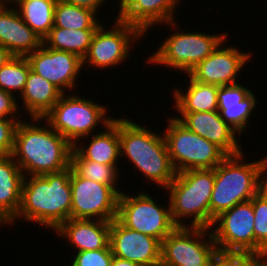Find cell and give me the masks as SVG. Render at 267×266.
I'll return each mask as SVG.
<instances>
[{
  "mask_svg": "<svg viewBox=\"0 0 267 266\" xmlns=\"http://www.w3.org/2000/svg\"><path fill=\"white\" fill-rule=\"evenodd\" d=\"M71 202L70 167L57 173L25 176L18 213L8 225L24 218L55 231L71 218Z\"/></svg>",
  "mask_w": 267,
  "mask_h": 266,
  "instance_id": "obj_1",
  "label": "cell"
},
{
  "mask_svg": "<svg viewBox=\"0 0 267 266\" xmlns=\"http://www.w3.org/2000/svg\"><path fill=\"white\" fill-rule=\"evenodd\" d=\"M20 121L15 131L12 156L25 176L57 173L70 167L73 146L46 121L47 127ZM35 123V124H34Z\"/></svg>",
  "mask_w": 267,
  "mask_h": 266,
  "instance_id": "obj_2",
  "label": "cell"
},
{
  "mask_svg": "<svg viewBox=\"0 0 267 266\" xmlns=\"http://www.w3.org/2000/svg\"><path fill=\"white\" fill-rule=\"evenodd\" d=\"M243 154L228 155L215 167L210 228L217 216L236 204L251 200L267 184V157L243 163Z\"/></svg>",
  "mask_w": 267,
  "mask_h": 266,
  "instance_id": "obj_3",
  "label": "cell"
},
{
  "mask_svg": "<svg viewBox=\"0 0 267 266\" xmlns=\"http://www.w3.org/2000/svg\"><path fill=\"white\" fill-rule=\"evenodd\" d=\"M120 157L125 156L136 170L165 189L177 172L171 162L162 135L134 123L129 118H119Z\"/></svg>",
  "mask_w": 267,
  "mask_h": 266,
  "instance_id": "obj_4",
  "label": "cell"
},
{
  "mask_svg": "<svg viewBox=\"0 0 267 266\" xmlns=\"http://www.w3.org/2000/svg\"><path fill=\"white\" fill-rule=\"evenodd\" d=\"M215 181V168L185 170L176 174L164 189L169 191L171 218L177 227L210 228V199ZM192 218L184 224L181 219Z\"/></svg>",
  "mask_w": 267,
  "mask_h": 266,
  "instance_id": "obj_5",
  "label": "cell"
},
{
  "mask_svg": "<svg viewBox=\"0 0 267 266\" xmlns=\"http://www.w3.org/2000/svg\"><path fill=\"white\" fill-rule=\"evenodd\" d=\"M63 93L52 109L42 118L63 136L72 146L79 145V141L95 133L96 125L105 128L113 118L106 116L107 108L80 95ZM89 135V136H88ZM78 140V142H77Z\"/></svg>",
  "mask_w": 267,
  "mask_h": 266,
  "instance_id": "obj_6",
  "label": "cell"
},
{
  "mask_svg": "<svg viewBox=\"0 0 267 266\" xmlns=\"http://www.w3.org/2000/svg\"><path fill=\"white\" fill-rule=\"evenodd\" d=\"M163 133L176 172L215 168L228 155L217 145L192 132L175 117Z\"/></svg>",
  "mask_w": 267,
  "mask_h": 266,
  "instance_id": "obj_7",
  "label": "cell"
},
{
  "mask_svg": "<svg viewBox=\"0 0 267 266\" xmlns=\"http://www.w3.org/2000/svg\"><path fill=\"white\" fill-rule=\"evenodd\" d=\"M171 34L157 51L148 57L147 62L172 67L179 72L184 71L185 74L208 57L227 38L225 32L220 35L184 31Z\"/></svg>",
  "mask_w": 267,
  "mask_h": 266,
  "instance_id": "obj_8",
  "label": "cell"
},
{
  "mask_svg": "<svg viewBox=\"0 0 267 266\" xmlns=\"http://www.w3.org/2000/svg\"><path fill=\"white\" fill-rule=\"evenodd\" d=\"M217 250L211 228L176 227L161 241L160 266H211Z\"/></svg>",
  "mask_w": 267,
  "mask_h": 266,
  "instance_id": "obj_9",
  "label": "cell"
},
{
  "mask_svg": "<svg viewBox=\"0 0 267 266\" xmlns=\"http://www.w3.org/2000/svg\"><path fill=\"white\" fill-rule=\"evenodd\" d=\"M138 194H119L116 219L127 228L162 241L177 227L171 218L170 203L164 209L145 191Z\"/></svg>",
  "mask_w": 267,
  "mask_h": 266,
  "instance_id": "obj_10",
  "label": "cell"
},
{
  "mask_svg": "<svg viewBox=\"0 0 267 266\" xmlns=\"http://www.w3.org/2000/svg\"><path fill=\"white\" fill-rule=\"evenodd\" d=\"M114 27L105 30L104 25L97 28L88 53L83 58V68L86 63L95 68H109L121 65L131 52L132 44L139 41L143 34L136 26L121 21H114ZM104 27V28H103ZM137 39V40H136Z\"/></svg>",
  "mask_w": 267,
  "mask_h": 266,
  "instance_id": "obj_11",
  "label": "cell"
},
{
  "mask_svg": "<svg viewBox=\"0 0 267 266\" xmlns=\"http://www.w3.org/2000/svg\"><path fill=\"white\" fill-rule=\"evenodd\" d=\"M71 218L112 221L117 218L119 194L109 185L78 176L70 167Z\"/></svg>",
  "mask_w": 267,
  "mask_h": 266,
  "instance_id": "obj_12",
  "label": "cell"
},
{
  "mask_svg": "<svg viewBox=\"0 0 267 266\" xmlns=\"http://www.w3.org/2000/svg\"><path fill=\"white\" fill-rule=\"evenodd\" d=\"M216 225L211 233L218 250L255 253L252 199L221 213L211 228Z\"/></svg>",
  "mask_w": 267,
  "mask_h": 266,
  "instance_id": "obj_13",
  "label": "cell"
},
{
  "mask_svg": "<svg viewBox=\"0 0 267 266\" xmlns=\"http://www.w3.org/2000/svg\"><path fill=\"white\" fill-rule=\"evenodd\" d=\"M224 40L203 61L198 63L187 74L193 80L216 86L234 85L238 83V73L251 59V52H240L232 45L225 47Z\"/></svg>",
  "mask_w": 267,
  "mask_h": 266,
  "instance_id": "obj_14",
  "label": "cell"
},
{
  "mask_svg": "<svg viewBox=\"0 0 267 266\" xmlns=\"http://www.w3.org/2000/svg\"><path fill=\"white\" fill-rule=\"evenodd\" d=\"M31 70L58 87L63 93L74 89L83 59L74 53L48 48L44 43L26 56Z\"/></svg>",
  "mask_w": 267,
  "mask_h": 266,
  "instance_id": "obj_15",
  "label": "cell"
},
{
  "mask_svg": "<svg viewBox=\"0 0 267 266\" xmlns=\"http://www.w3.org/2000/svg\"><path fill=\"white\" fill-rule=\"evenodd\" d=\"M109 245L113 256L139 266H160L161 241L111 221Z\"/></svg>",
  "mask_w": 267,
  "mask_h": 266,
  "instance_id": "obj_16",
  "label": "cell"
},
{
  "mask_svg": "<svg viewBox=\"0 0 267 266\" xmlns=\"http://www.w3.org/2000/svg\"><path fill=\"white\" fill-rule=\"evenodd\" d=\"M175 117L192 132L220 147L227 155L242 152L236 138L238 133L231 128L217 112L179 113Z\"/></svg>",
  "mask_w": 267,
  "mask_h": 266,
  "instance_id": "obj_17",
  "label": "cell"
},
{
  "mask_svg": "<svg viewBox=\"0 0 267 266\" xmlns=\"http://www.w3.org/2000/svg\"><path fill=\"white\" fill-rule=\"evenodd\" d=\"M11 6H0V45L14 56H27L40 48L43 40L22 20L17 8Z\"/></svg>",
  "mask_w": 267,
  "mask_h": 266,
  "instance_id": "obj_18",
  "label": "cell"
},
{
  "mask_svg": "<svg viewBox=\"0 0 267 266\" xmlns=\"http://www.w3.org/2000/svg\"><path fill=\"white\" fill-rule=\"evenodd\" d=\"M110 226L111 221L70 218L55 231L81 252L110 248Z\"/></svg>",
  "mask_w": 267,
  "mask_h": 266,
  "instance_id": "obj_19",
  "label": "cell"
},
{
  "mask_svg": "<svg viewBox=\"0 0 267 266\" xmlns=\"http://www.w3.org/2000/svg\"><path fill=\"white\" fill-rule=\"evenodd\" d=\"M180 0H135L121 15L117 18L136 26L143 34L153 25L168 24L176 27L175 8ZM178 4V5H177ZM174 17V18H173Z\"/></svg>",
  "mask_w": 267,
  "mask_h": 266,
  "instance_id": "obj_20",
  "label": "cell"
},
{
  "mask_svg": "<svg viewBox=\"0 0 267 266\" xmlns=\"http://www.w3.org/2000/svg\"><path fill=\"white\" fill-rule=\"evenodd\" d=\"M24 173L12 155L0 156V225L10 223L17 215Z\"/></svg>",
  "mask_w": 267,
  "mask_h": 266,
  "instance_id": "obj_21",
  "label": "cell"
},
{
  "mask_svg": "<svg viewBox=\"0 0 267 266\" xmlns=\"http://www.w3.org/2000/svg\"><path fill=\"white\" fill-rule=\"evenodd\" d=\"M63 92L31 69L22 94L23 108L31 118H43L61 98Z\"/></svg>",
  "mask_w": 267,
  "mask_h": 266,
  "instance_id": "obj_22",
  "label": "cell"
},
{
  "mask_svg": "<svg viewBox=\"0 0 267 266\" xmlns=\"http://www.w3.org/2000/svg\"><path fill=\"white\" fill-rule=\"evenodd\" d=\"M105 128L104 132L91 134L93 137L87 147L74 145L73 148L84 159L117 166L120 158L119 118H114Z\"/></svg>",
  "mask_w": 267,
  "mask_h": 266,
  "instance_id": "obj_23",
  "label": "cell"
},
{
  "mask_svg": "<svg viewBox=\"0 0 267 266\" xmlns=\"http://www.w3.org/2000/svg\"><path fill=\"white\" fill-rule=\"evenodd\" d=\"M189 79V86L184 93L179 88L173 90V102L177 112H217V92L219 86L199 83L190 76Z\"/></svg>",
  "mask_w": 267,
  "mask_h": 266,
  "instance_id": "obj_24",
  "label": "cell"
},
{
  "mask_svg": "<svg viewBox=\"0 0 267 266\" xmlns=\"http://www.w3.org/2000/svg\"><path fill=\"white\" fill-rule=\"evenodd\" d=\"M97 29H64L53 26L43 43L51 49L71 52L83 59ZM49 44V45H48Z\"/></svg>",
  "mask_w": 267,
  "mask_h": 266,
  "instance_id": "obj_25",
  "label": "cell"
},
{
  "mask_svg": "<svg viewBox=\"0 0 267 266\" xmlns=\"http://www.w3.org/2000/svg\"><path fill=\"white\" fill-rule=\"evenodd\" d=\"M57 0H19L16 8L22 20L43 40L54 26Z\"/></svg>",
  "mask_w": 267,
  "mask_h": 266,
  "instance_id": "obj_26",
  "label": "cell"
},
{
  "mask_svg": "<svg viewBox=\"0 0 267 266\" xmlns=\"http://www.w3.org/2000/svg\"><path fill=\"white\" fill-rule=\"evenodd\" d=\"M96 14V15H95ZM97 12L81 6L57 0L54 10V26L64 29H97Z\"/></svg>",
  "mask_w": 267,
  "mask_h": 266,
  "instance_id": "obj_27",
  "label": "cell"
},
{
  "mask_svg": "<svg viewBox=\"0 0 267 266\" xmlns=\"http://www.w3.org/2000/svg\"><path fill=\"white\" fill-rule=\"evenodd\" d=\"M70 167L78 175L111 186L118 194L121 190L117 187L118 166L105 165L84 159L74 148L70 155Z\"/></svg>",
  "mask_w": 267,
  "mask_h": 266,
  "instance_id": "obj_28",
  "label": "cell"
},
{
  "mask_svg": "<svg viewBox=\"0 0 267 266\" xmlns=\"http://www.w3.org/2000/svg\"><path fill=\"white\" fill-rule=\"evenodd\" d=\"M30 63L26 56H14L0 68V88L12 95L22 94L29 71Z\"/></svg>",
  "mask_w": 267,
  "mask_h": 266,
  "instance_id": "obj_29",
  "label": "cell"
},
{
  "mask_svg": "<svg viewBox=\"0 0 267 266\" xmlns=\"http://www.w3.org/2000/svg\"><path fill=\"white\" fill-rule=\"evenodd\" d=\"M257 100L252 91L242 100V105L218 106L221 118L233 128L241 137V133L246 129L251 113L256 109Z\"/></svg>",
  "mask_w": 267,
  "mask_h": 266,
  "instance_id": "obj_30",
  "label": "cell"
},
{
  "mask_svg": "<svg viewBox=\"0 0 267 266\" xmlns=\"http://www.w3.org/2000/svg\"><path fill=\"white\" fill-rule=\"evenodd\" d=\"M255 253L267 250V184L252 198Z\"/></svg>",
  "mask_w": 267,
  "mask_h": 266,
  "instance_id": "obj_31",
  "label": "cell"
},
{
  "mask_svg": "<svg viewBox=\"0 0 267 266\" xmlns=\"http://www.w3.org/2000/svg\"><path fill=\"white\" fill-rule=\"evenodd\" d=\"M211 266H258V253L217 250Z\"/></svg>",
  "mask_w": 267,
  "mask_h": 266,
  "instance_id": "obj_32",
  "label": "cell"
},
{
  "mask_svg": "<svg viewBox=\"0 0 267 266\" xmlns=\"http://www.w3.org/2000/svg\"><path fill=\"white\" fill-rule=\"evenodd\" d=\"M71 266H110L113 254L111 248L76 252Z\"/></svg>",
  "mask_w": 267,
  "mask_h": 266,
  "instance_id": "obj_33",
  "label": "cell"
},
{
  "mask_svg": "<svg viewBox=\"0 0 267 266\" xmlns=\"http://www.w3.org/2000/svg\"><path fill=\"white\" fill-rule=\"evenodd\" d=\"M250 92V89L239 83L220 86L217 92L218 106L242 105V100H244Z\"/></svg>",
  "mask_w": 267,
  "mask_h": 266,
  "instance_id": "obj_34",
  "label": "cell"
},
{
  "mask_svg": "<svg viewBox=\"0 0 267 266\" xmlns=\"http://www.w3.org/2000/svg\"><path fill=\"white\" fill-rule=\"evenodd\" d=\"M21 119H0V156L12 155L15 131Z\"/></svg>",
  "mask_w": 267,
  "mask_h": 266,
  "instance_id": "obj_35",
  "label": "cell"
},
{
  "mask_svg": "<svg viewBox=\"0 0 267 266\" xmlns=\"http://www.w3.org/2000/svg\"><path fill=\"white\" fill-rule=\"evenodd\" d=\"M19 108L17 98L0 88V119H20L16 116Z\"/></svg>",
  "mask_w": 267,
  "mask_h": 266,
  "instance_id": "obj_36",
  "label": "cell"
},
{
  "mask_svg": "<svg viewBox=\"0 0 267 266\" xmlns=\"http://www.w3.org/2000/svg\"><path fill=\"white\" fill-rule=\"evenodd\" d=\"M68 3L74 4L76 6L86 7L98 12L100 10L102 3L106 2L105 0H64ZM100 7V8H99Z\"/></svg>",
  "mask_w": 267,
  "mask_h": 266,
  "instance_id": "obj_37",
  "label": "cell"
},
{
  "mask_svg": "<svg viewBox=\"0 0 267 266\" xmlns=\"http://www.w3.org/2000/svg\"><path fill=\"white\" fill-rule=\"evenodd\" d=\"M14 55L5 47L0 45V68L3 67Z\"/></svg>",
  "mask_w": 267,
  "mask_h": 266,
  "instance_id": "obj_38",
  "label": "cell"
},
{
  "mask_svg": "<svg viewBox=\"0 0 267 266\" xmlns=\"http://www.w3.org/2000/svg\"><path fill=\"white\" fill-rule=\"evenodd\" d=\"M110 266H139L137 263L113 256Z\"/></svg>",
  "mask_w": 267,
  "mask_h": 266,
  "instance_id": "obj_39",
  "label": "cell"
},
{
  "mask_svg": "<svg viewBox=\"0 0 267 266\" xmlns=\"http://www.w3.org/2000/svg\"><path fill=\"white\" fill-rule=\"evenodd\" d=\"M258 266H267V250L258 253Z\"/></svg>",
  "mask_w": 267,
  "mask_h": 266,
  "instance_id": "obj_40",
  "label": "cell"
},
{
  "mask_svg": "<svg viewBox=\"0 0 267 266\" xmlns=\"http://www.w3.org/2000/svg\"><path fill=\"white\" fill-rule=\"evenodd\" d=\"M135 0H120V9H119V13L116 17H118L119 15H121Z\"/></svg>",
  "mask_w": 267,
  "mask_h": 266,
  "instance_id": "obj_41",
  "label": "cell"
},
{
  "mask_svg": "<svg viewBox=\"0 0 267 266\" xmlns=\"http://www.w3.org/2000/svg\"><path fill=\"white\" fill-rule=\"evenodd\" d=\"M18 2H19V0H0V6H4V7L9 6L10 7V5L12 3H14L15 4L14 6H16L18 4Z\"/></svg>",
  "mask_w": 267,
  "mask_h": 266,
  "instance_id": "obj_42",
  "label": "cell"
}]
</instances>
